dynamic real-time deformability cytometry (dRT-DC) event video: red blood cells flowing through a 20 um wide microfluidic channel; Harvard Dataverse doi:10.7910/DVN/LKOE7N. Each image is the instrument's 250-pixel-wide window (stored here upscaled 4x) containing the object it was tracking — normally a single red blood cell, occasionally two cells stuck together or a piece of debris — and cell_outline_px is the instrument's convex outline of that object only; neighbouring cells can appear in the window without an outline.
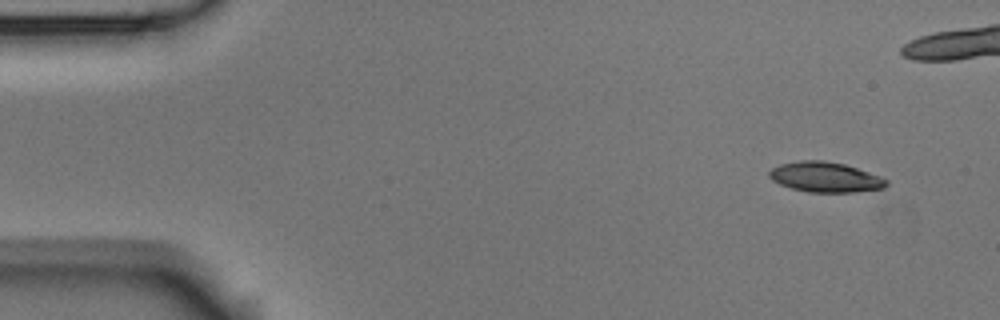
{"species": "Egyptian fruit bat (a non-hibernating species)", "species_latin": "Rousettus aegyptiacus", "temperature_condition": "room temperature", "stored_images_in_passage": 6, "camera_frame_rate_fps": 3000, "um_per_image_px": 0.085, "animal": {"sex": "male"}, "frame": {"image": 1, "passage_image": 1, "time_ms": 0.0, "image_size_px": [1000, 320], "cell_outline_px": [[888, 184], [884, 188], [852, 192], [808, 192], [792, 188], [780, 184], [772, 180], [768, 176], [768, 172], [772, 168], [780, 164], [800, 160], [824, 160], [844, 164], [880, 176], [888, 180]], "centroid_in_image_um": [70.13, 15.05], "position_along_channel_um": 14.9, "area_um2": 20.52}}
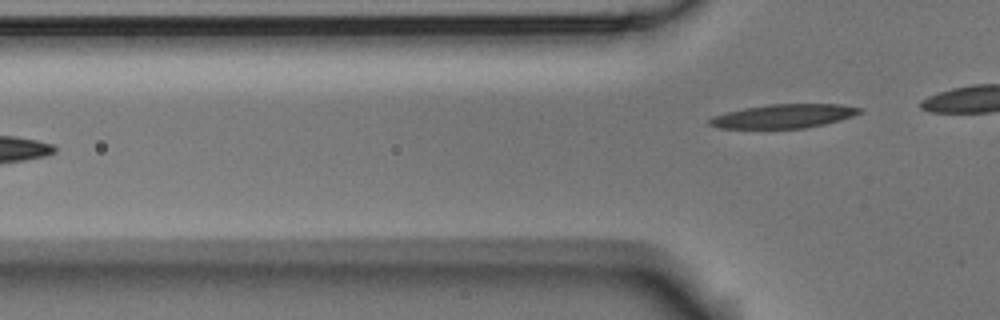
{"frame": {"image": 2, "passage_image": 6, "time_ms": 6.0, "image_size_px": [1000, 320], "cell_outline_px": [[864, 112], [840, 120], [824, 124], [804, 128], [720, 128], [708, 124], [708, 120], [712, 116], [744, 108], [768, 104], [840, 104], [864, 108]], "centroid_in_image_um": [66.65, 9.86], "position_along_channel_um": 59.1, "area_um2": 20.87}}